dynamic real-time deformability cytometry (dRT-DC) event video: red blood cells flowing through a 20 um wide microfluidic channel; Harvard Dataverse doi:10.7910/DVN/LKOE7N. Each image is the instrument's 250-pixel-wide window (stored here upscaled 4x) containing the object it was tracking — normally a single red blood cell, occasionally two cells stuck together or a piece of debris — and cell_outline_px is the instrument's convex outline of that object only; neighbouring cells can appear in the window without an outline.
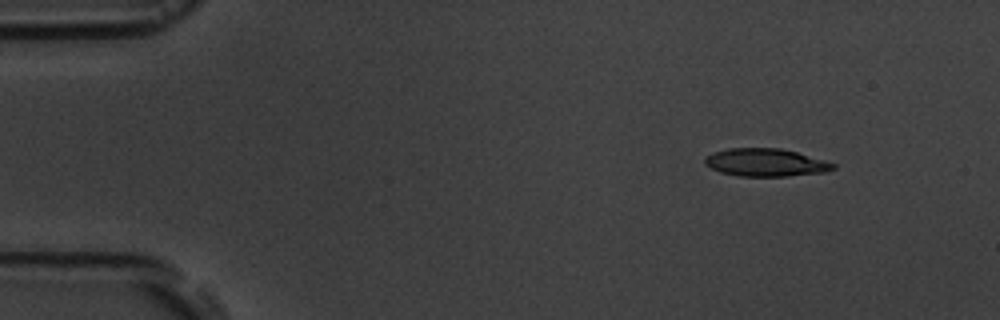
{"species": "common noctule bat (a hibernating species)", "species_latin": "Nyctalus noctula", "temperature_condition": "room temperature", "stored_images_in_passage": 5, "camera_frame_rate_fps": 3000, "um_per_image_px": 0.085, "animal": {"sex": "male", "body_mass_g": 19.5, "forearm_length_mm": 54.6}, "frame": {"image": 1, "passage_image": 2, "time_ms": 1.333, "image_size_px": [1000, 320], "cell_outline_px": [[836, 168], [824, 172], [788, 176], [736, 176], [720, 172], [704, 164], [704, 156], [712, 152], [728, 148], [780, 148], [796, 152], [824, 160], [836, 164]], "centroid_in_image_um": [65.04, 13.81], "position_along_channel_um": 20.0, "area_um2": 20.87}}
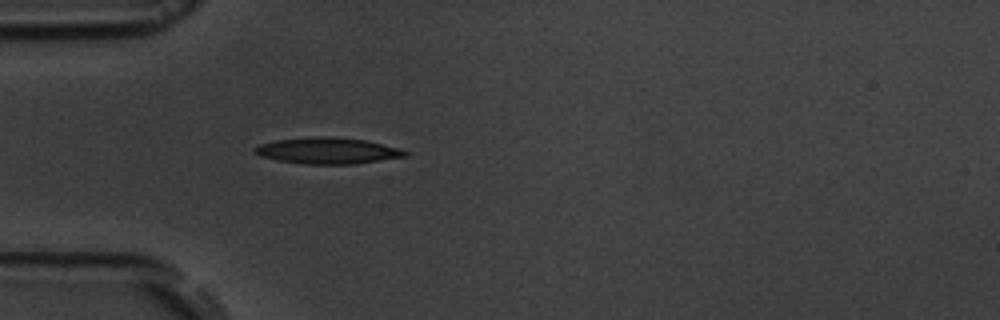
{"frame": {"image": 2, "passage_image": 5, "time_ms": 4.667, "image_size_px": [1000, 320], "cell_outline_px": [[408, 156], [356, 164], [304, 164], [280, 160], [260, 156], [252, 152], [252, 148], [260, 144], [276, 140], [316, 136], [332, 136], [368, 140], [404, 148], [408, 152]], "centroid_in_image_um": [27.91, 12.8], "position_along_channel_um": 57.1, "area_um2": 23.41}}